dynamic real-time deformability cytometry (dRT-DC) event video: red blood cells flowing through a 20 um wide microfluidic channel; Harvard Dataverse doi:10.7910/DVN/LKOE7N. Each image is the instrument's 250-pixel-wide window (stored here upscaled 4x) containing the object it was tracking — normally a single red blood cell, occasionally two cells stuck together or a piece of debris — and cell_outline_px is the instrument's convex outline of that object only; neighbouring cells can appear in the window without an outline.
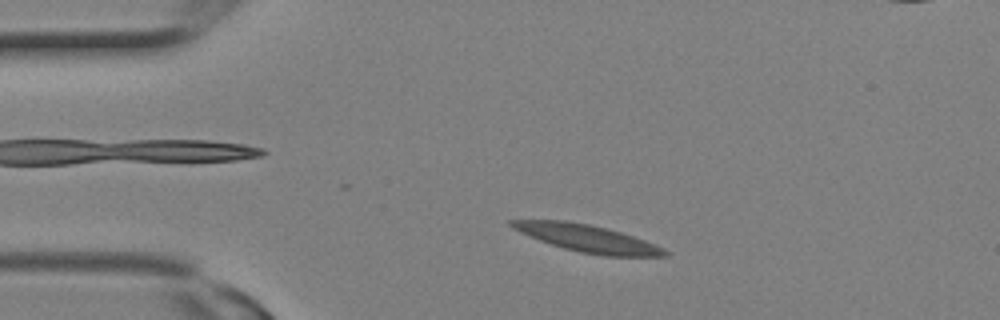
{"species": "Egyptian fruit bat (a non-hibernating species)", "species_latin": "Rousettus aegyptiacus", "temperature_condition": "room temperature", "stored_images_in_passage": 3, "camera_frame_rate_fps": 3000, "um_per_image_px": 0.085, "animal": {"sex": "female"}, "frame": {"image": 1, "passage_image": 3, "time_ms": 0.667, "image_size_px": [1000, 320], "cell_outline_px": [[668, 256], [604, 256], [580, 252], [564, 248], [540, 240], [520, 232], [512, 228], [508, 224], [508, 220], [568, 220], [588, 224], [620, 232], [644, 240], [664, 248], [668, 252]], "centroid_in_image_um": [49.91, 20.25], "position_along_channel_um": 35.1, "area_um2": 23.99}}